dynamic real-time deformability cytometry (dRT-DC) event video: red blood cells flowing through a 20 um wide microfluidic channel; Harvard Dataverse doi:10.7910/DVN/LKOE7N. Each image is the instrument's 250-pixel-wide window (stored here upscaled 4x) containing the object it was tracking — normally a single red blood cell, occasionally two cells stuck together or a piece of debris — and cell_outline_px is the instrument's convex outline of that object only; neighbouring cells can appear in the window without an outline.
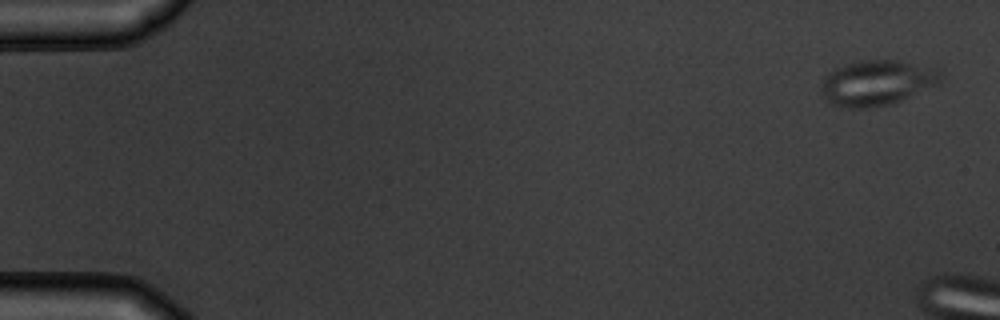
{"species": "common noctule bat (a hibernating species)", "species_latin": "Nyctalus noctula", "temperature_condition": "warm", "stored_images_in_passage": 4, "camera_frame_rate_fps": 3000, "um_per_image_px": 0.085, "animal": {"sex": "male", "body_mass_g": 19.5, "forearm_length_mm": 54.6}, "frame": {"image": 1, "passage_image": 1, "time_ms": 0.0, "image_size_px": [1000, 320], "cell_outline_px": [[944, 76], [936, 84], [892, 104], [864, 108], [848, 108], [832, 104], [824, 96], [820, 88], [824, 76], [828, 72], [844, 64], [860, 60], [896, 60], [936, 68]], "centroid_in_image_um": [74.5, 7.03], "position_along_channel_um": 10.5, "area_um2": 31.33}}